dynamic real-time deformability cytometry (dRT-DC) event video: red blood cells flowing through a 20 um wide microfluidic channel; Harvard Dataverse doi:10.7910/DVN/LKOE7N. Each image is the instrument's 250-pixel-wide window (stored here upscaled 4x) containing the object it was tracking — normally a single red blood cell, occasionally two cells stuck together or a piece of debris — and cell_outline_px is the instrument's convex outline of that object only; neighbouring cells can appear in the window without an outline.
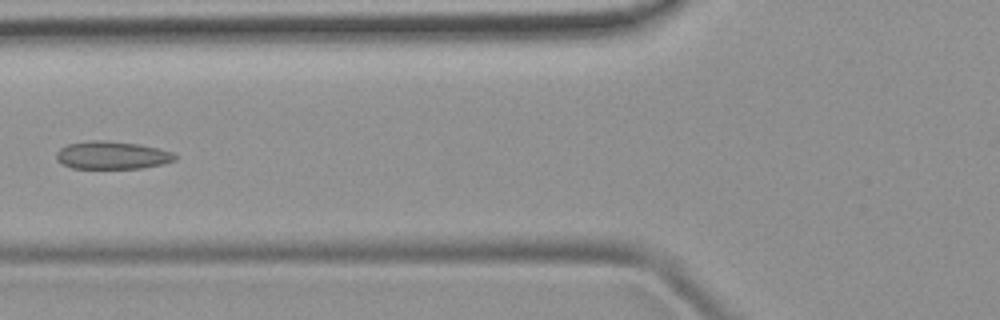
{"species": "common noctule bat (a hibernating species)", "species_latin": "Nyctalus noctula", "temperature_condition": "room temperature", "stored_images_in_passage": 5, "camera_frame_rate_fps": 3000, "um_per_image_px": 0.085, "animal": {"sex": "female", "body_mass_g": 19.9}, "frame": {"image": 1, "passage_image": 4, "time_ms": 4.333, "image_size_px": [1000, 320], "cell_outline_px": [[176, 160], [164, 164], [140, 168], [72, 168], [60, 164], [56, 160], [56, 152], [60, 148], [68, 144], [88, 140], [108, 140], [140, 144], [172, 152], [176, 156]], "centroid_in_image_um": [9.49, 13.19], "position_along_channel_um": 116.3, "area_um2": 19.42}}
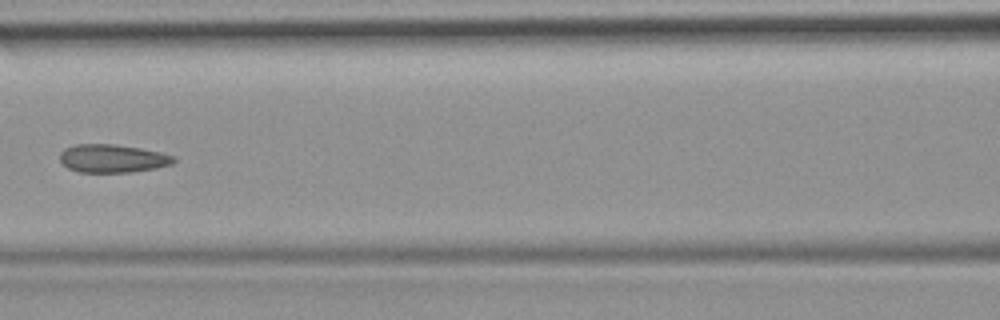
{"frame": {"image": 2, "passage_image": 5, "time_ms": 5.333, "image_size_px": [1000, 320], "cell_outline_px": [[176, 160], [172, 164], [156, 168], [132, 172], [80, 172], [68, 168], [60, 160], [60, 152], [64, 148], [76, 144], [116, 144], [140, 148], [160, 152], [176, 156]], "centroid_in_image_um": [9.58, 13.46], "position_along_channel_um": 157.0, "area_um2": 18.79}}